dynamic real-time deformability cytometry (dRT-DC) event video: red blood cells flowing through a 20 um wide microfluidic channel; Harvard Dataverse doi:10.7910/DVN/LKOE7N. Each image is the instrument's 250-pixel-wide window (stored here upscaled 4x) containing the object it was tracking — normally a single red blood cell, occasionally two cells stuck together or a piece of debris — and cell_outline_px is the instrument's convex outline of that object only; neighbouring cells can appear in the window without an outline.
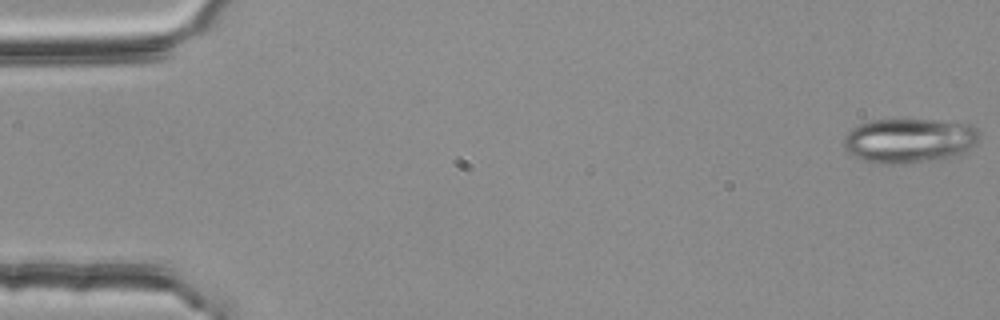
{"species": "common noctule bat (a hibernating species)", "species_latin": "Nyctalus noctula", "temperature_condition": "room temperature", "stored_images_in_passage": 54, "camera_frame_rate_fps": 3000, "um_per_image_px": 0.085, "animal": {"sex": "female", "body_mass_g": 25.1}, "frame": {"image": 1, "passage_image": 1, "time_ms": 0.0, "image_size_px": [1000, 320], "cell_outline_px": [[980, 132], [976, 144], [960, 156], [948, 160], [904, 164], [880, 164], [864, 160], [852, 156], [844, 148], [844, 136], [852, 128], [860, 124], [872, 120], [932, 120], [972, 124]], "centroid_in_image_um": [77.33, 11.98], "position_along_channel_um": 7.7, "area_um2": 36.01}}
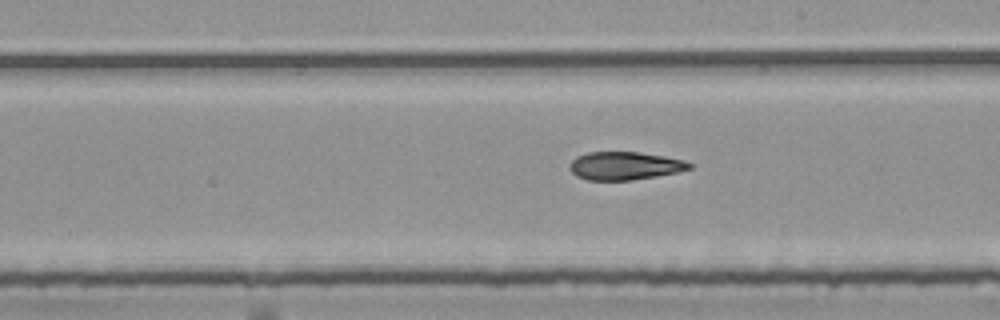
{"frame": {"image": 2, "passage_image": 31, "time_ms": 10.0, "image_size_px": [1000, 320], "cell_outline_px": [[692, 168], [676, 172], [656, 176], [632, 180], [584, 180], [576, 176], [568, 168], [572, 160], [576, 156], [588, 152], [640, 152], [664, 156], [684, 160], [692, 164]], "centroid_in_image_um": [53.07, 14.09], "position_along_channel_um": 235.9, "area_um2": 19.65}}
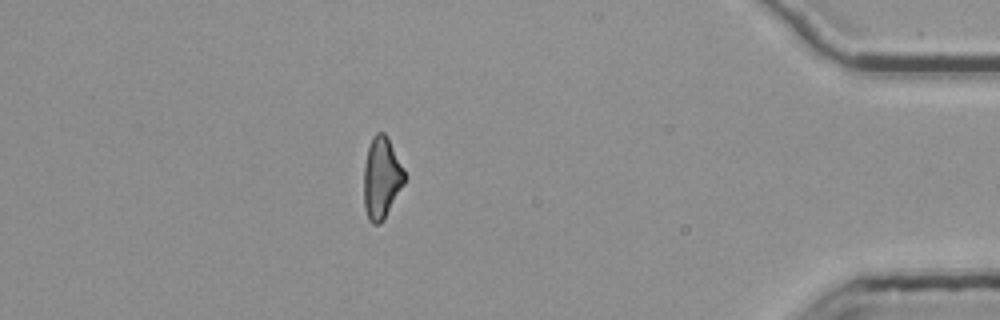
{"frame": {"image": 3, "passage_image": 48, "time_ms": 15.667, "image_size_px": [1000, 320], "cell_outline_px": [[404, 184], [384, 220], [380, 224], [372, 224], [368, 220], [364, 208], [364, 168], [368, 148], [372, 136], [376, 132], [384, 132], [388, 136], [404, 168]], "centroid_in_image_um": [32.43, 15.13], "position_along_channel_um": 402.8, "area_um2": 19.54}, "authors_computed_cell_mechanics": {"area_um2": 20.7213, "velocity_mm_per_s": 3.7786, "shape_relaxation_time_tau1_ms": 9.5114, "shape_relaxation_time_tau2_ms": 4.7508, "deformation_change_tau1": 0.2429, "deformation_change_tau2": 0.1267}}